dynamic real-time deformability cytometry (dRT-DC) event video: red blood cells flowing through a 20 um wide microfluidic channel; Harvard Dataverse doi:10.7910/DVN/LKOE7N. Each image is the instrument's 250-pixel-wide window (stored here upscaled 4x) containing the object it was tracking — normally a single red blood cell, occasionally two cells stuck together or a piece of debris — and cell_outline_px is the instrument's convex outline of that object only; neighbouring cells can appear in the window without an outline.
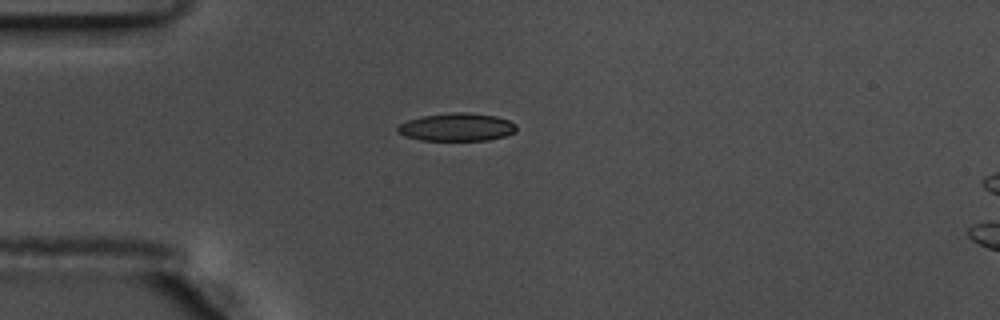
{"species": "common noctule bat (a hibernating species)", "species_latin": "Nyctalus noctula", "temperature_condition": "warm", "stored_images_in_passage": 42, "camera_frame_rate_fps": 3000, "um_per_image_px": 0.085, "animal": {"sex": "male", "body_mass_g": 17.5, "forearm_length_mm": 52.3}, "frame": {"image": 1, "passage_image": 1, "time_ms": 0.0, "image_size_px": [1000, 320], "cell_outline_px": [[516, 132], [504, 136], [488, 140], [420, 140], [404, 136], [396, 132], [396, 128], [400, 124], [408, 120], [424, 116], [452, 112], [464, 112], [496, 116], [508, 120], [516, 124]], "centroid_in_image_um": [38.82, 10.81], "position_along_channel_um": 46.2, "area_um2": 19.31}}
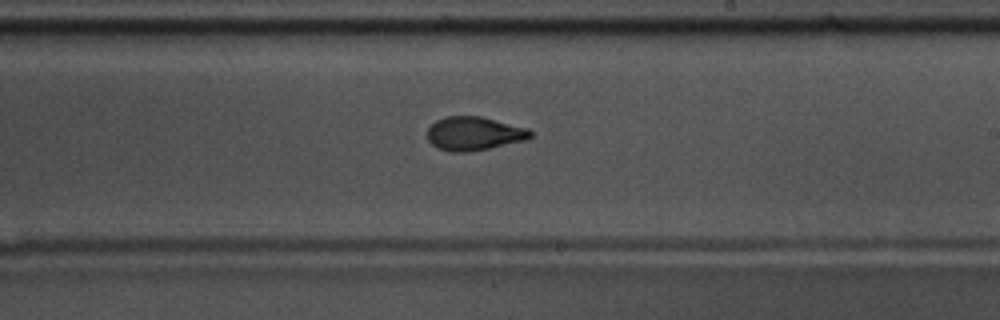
{"frame": {"image": 2, "passage_image": 19, "time_ms": 6.0, "image_size_px": [1000, 320], "cell_outline_px": [[532, 136], [524, 140], [488, 148], [468, 152], [452, 152], [436, 148], [428, 140], [428, 128], [436, 120], [444, 116], [480, 116], [528, 128], [532, 132]], "centroid_in_image_um": [40.26, 11.35], "position_along_channel_um": 248.7, "area_um2": 20.11}, "authors_computed_cell_mechanics": {"area_um2": 20.519, "velocity_mm_per_s": 3.673, "shape_relaxation_time_tau1_ms": 4.3879, "shape_relaxation_time_tau2_ms": 1.6569, "deformation_change_tau1": 0.1697, "deformation_change_tau2": 0.0718}}